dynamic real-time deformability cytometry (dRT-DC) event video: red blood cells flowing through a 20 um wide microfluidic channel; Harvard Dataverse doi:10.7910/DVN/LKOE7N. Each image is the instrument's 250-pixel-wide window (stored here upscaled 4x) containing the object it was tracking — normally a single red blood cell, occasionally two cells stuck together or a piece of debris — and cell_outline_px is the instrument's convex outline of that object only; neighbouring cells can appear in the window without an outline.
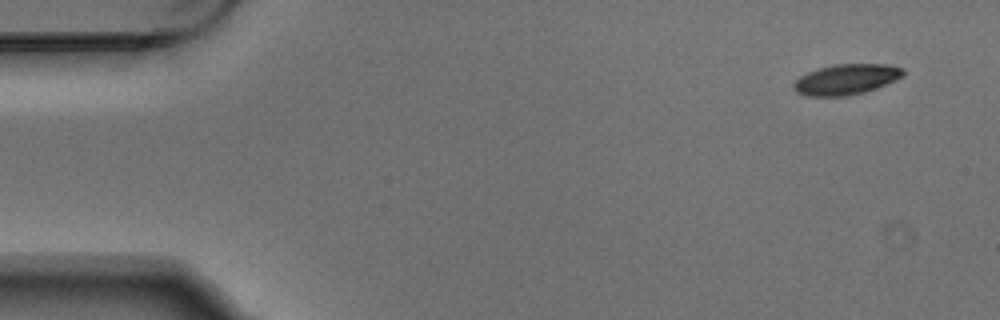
{"species": "Egyptian fruit bat (a non-hibernating species)", "species_latin": "Rousettus aegyptiacus", "temperature_condition": "warm", "stored_images_in_passage": 4, "camera_frame_rate_fps": 3000, "um_per_image_px": 0.085, "animal": {"sex": "male"}, "frame": {"image": 1, "passage_image": 1, "time_ms": 0.0, "image_size_px": [1000, 320], "cell_outline_px": [[904, 76], [896, 80], [876, 88], [864, 92], [848, 96], [808, 96], [796, 92], [792, 88], [792, 84], [800, 76], [808, 72], [832, 64], [888, 64], [904, 68]], "centroid_in_image_um": [71.93, 6.74], "position_along_channel_um": 13.1, "area_um2": 19.59}}